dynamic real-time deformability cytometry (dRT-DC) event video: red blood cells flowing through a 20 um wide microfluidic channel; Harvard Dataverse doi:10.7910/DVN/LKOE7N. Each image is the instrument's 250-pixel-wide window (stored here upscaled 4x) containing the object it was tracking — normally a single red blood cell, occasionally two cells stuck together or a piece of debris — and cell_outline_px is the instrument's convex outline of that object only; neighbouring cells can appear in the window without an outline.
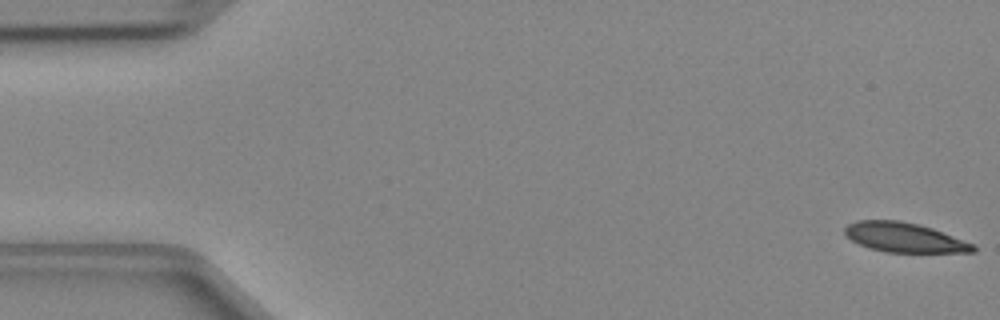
{"species": "Egyptian fruit bat (a non-hibernating species)", "species_latin": "Rousettus aegyptiacus", "temperature_condition": "cold", "stored_images_in_passage": 47, "camera_frame_rate_fps": 3000, "um_per_image_px": 0.085, "animal": {"sex": "female"}, "frame": {"image": 1, "passage_image": 1, "time_ms": 0.0, "image_size_px": [1000, 320], "cell_outline_px": [[976, 252], [888, 252], [868, 248], [852, 240], [844, 232], [844, 228], [848, 224], [856, 220], [900, 220], [932, 228], [972, 244], [976, 248]], "centroid_in_image_um": [76.82, 20.18], "position_along_channel_um": 8.2, "area_um2": 21.79}}
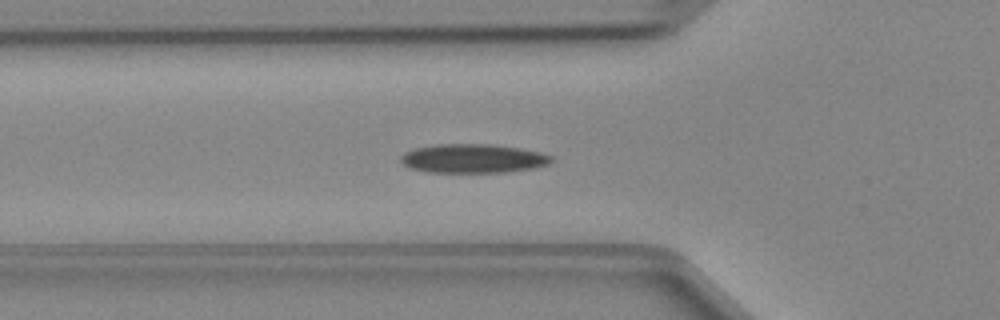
{"frame": {"image": 2, "passage_image": 16, "time_ms": 5.0, "image_size_px": [1000, 320], "cell_outline_px": [[552, 160], [548, 164], [532, 168], [504, 172], [428, 172], [412, 168], [404, 164], [400, 160], [400, 156], [404, 152], [416, 148], [436, 144], [488, 144], [520, 148], [540, 152], [552, 156]], "centroid_in_image_um": [40.19, 13.47], "position_along_channel_um": 85.6, "area_um2": 25.2}}
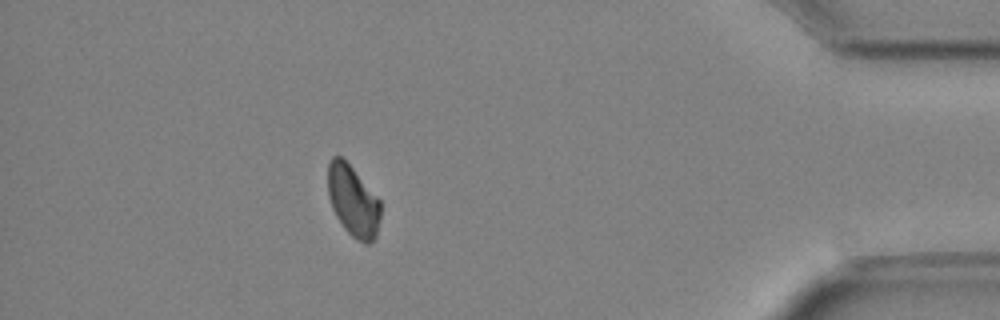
{"frame": {"image": 3, "passage_image": 42, "time_ms": 13.667, "image_size_px": [1000, 320], "cell_outline_px": [[380, 220], [376, 236], [368, 244], [364, 244], [356, 240], [344, 228], [336, 216], [332, 208], [328, 196], [328, 164], [332, 156], [340, 156], [352, 168], [380, 200]], "centroid_in_image_um": [30.0, 17.11], "position_along_channel_um": 405.2, "area_um2": 21.68}}